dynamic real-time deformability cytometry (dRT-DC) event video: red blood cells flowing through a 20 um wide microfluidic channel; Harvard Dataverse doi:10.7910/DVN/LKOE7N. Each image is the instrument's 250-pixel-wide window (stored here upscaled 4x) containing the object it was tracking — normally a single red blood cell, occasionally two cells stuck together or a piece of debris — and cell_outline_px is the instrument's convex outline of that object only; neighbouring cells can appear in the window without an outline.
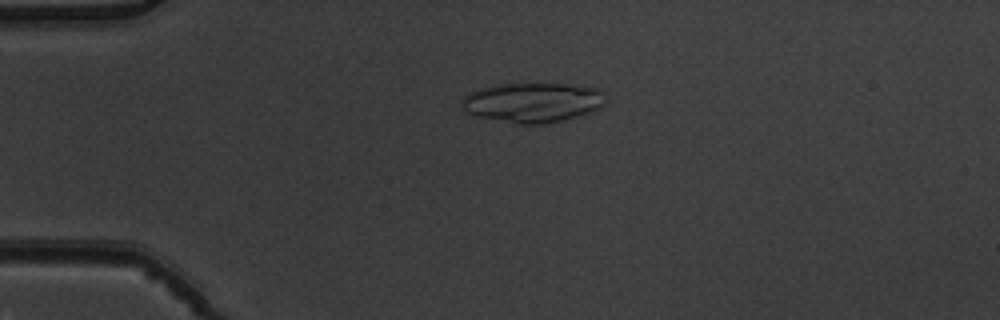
{"species": "common noctule bat (a hibernating species)", "species_latin": "Nyctalus noctula", "temperature_condition": "warm", "stored_images_in_passage": 3, "camera_frame_rate_fps": 3000, "um_per_image_px": 0.085, "animal": {"sex": "male", "body_mass_g": 19.5, "forearm_length_mm": 54.6}, "frame": {"image": 1, "passage_image": 1, "time_ms": 0.0, "image_size_px": [1000, 320], "cell_outline_px": [[608, 100], [600, 108], [564, 120], [540, 124], [516, 124], [476, 116], [464, 112], [460, 104], [460, 100], [468, 92], [500, 84], [568, 84], [600, 88], [604, 92]], "centroid_in_image_um": [45.28, 8.71], "position_along_channel_um": 39.7, "area_um2": 33.58}}
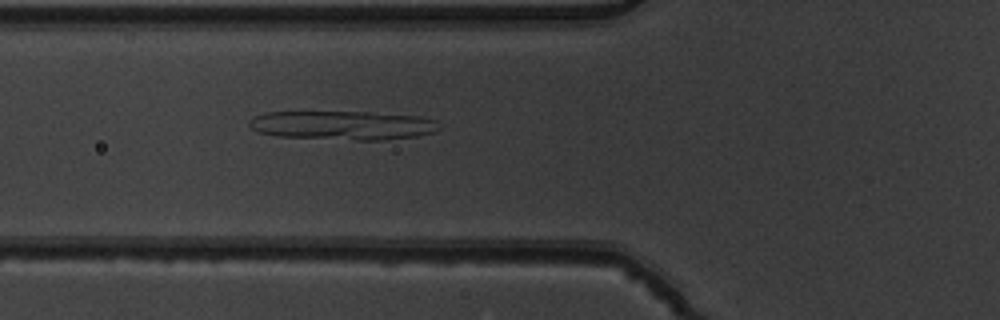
{"frame": {"image": 2, "passage_image": 3, "time_ms": 0.667, "image_size_px": [1000, 320], "cell_outline_px": [[440, 128], [432, 132], [416, 136], [384, 140], [356, 140], [280, 136], [256, 132], [248, 124], [248, 120], [264, 112], [372, 112], [420, 116], [436, 120]], "centroid_in_image_um": [29.13, 10.64], "position_along_channel_um": 96.7, "area_um2": 32.08}}